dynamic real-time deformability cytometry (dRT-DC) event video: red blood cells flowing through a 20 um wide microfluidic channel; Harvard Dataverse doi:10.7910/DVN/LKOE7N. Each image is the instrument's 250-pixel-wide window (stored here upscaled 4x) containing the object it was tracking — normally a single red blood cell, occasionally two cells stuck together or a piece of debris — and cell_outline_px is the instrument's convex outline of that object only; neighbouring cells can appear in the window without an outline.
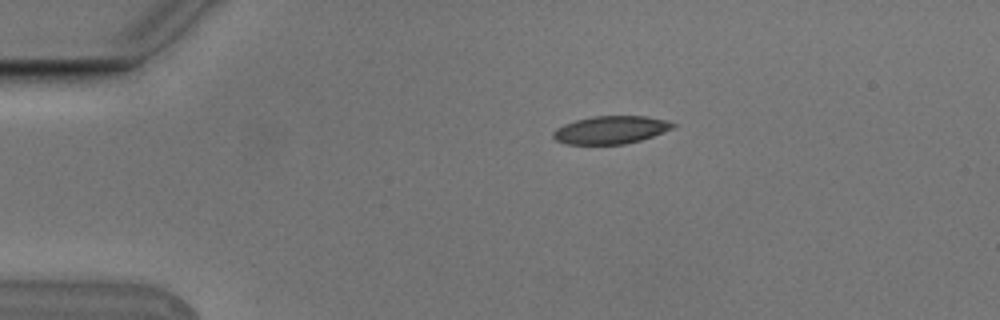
{"species": "Egyptian fruit bat (a non-hibernating species)", "species_latin": "Rousettus aegyptiacus", "temperature_condition": "cold", "stored_images_in_passage": 6, "camera_frame_rate_fps": 3000, "um_per_image_px": 0.085, "animal": {"sex": "male"}, "frame": {"image": 1, "passage_image": 1, "time_ms": 0.0, "image_size_px": [1000, 320], "cell_outline_px": [[676, 124], [672, 128], [652, 136], [640, 140], [624, 144], [568, 144], [556, 140], [552, 136], [552, 132], [556, 128], [564, 124], [576, 120], [592, 116], [644, 116], [664, 120]], "centroid_in_image_um": [51.86, 11.04], "position_along_channel_um": 33.1, "area_um2": 19.19}}
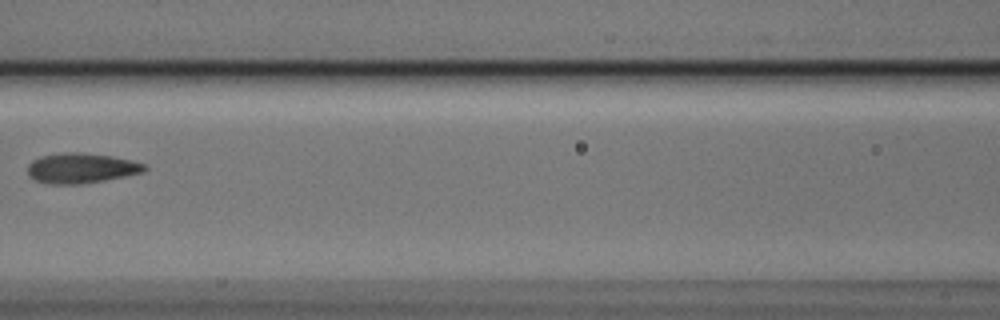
{"frame": {"image": 2, "passage_image": 5, "time_ms": 1.333, "image_size_px": [1000, 320], "cell_outline_px": [[148, 168], [144, 172], [104, 180], [80, 184], [48, 184], [36, 180], [28, 176], [28, 164], [32, 160], [44, 156], [64, 152], [80, 152], [112, 156], [132, 160], [144, 164]], "centroid_in_image_um": [6.9, 14.29], "position_along_channel_um": 159.7, "area_um2": 20.46}}
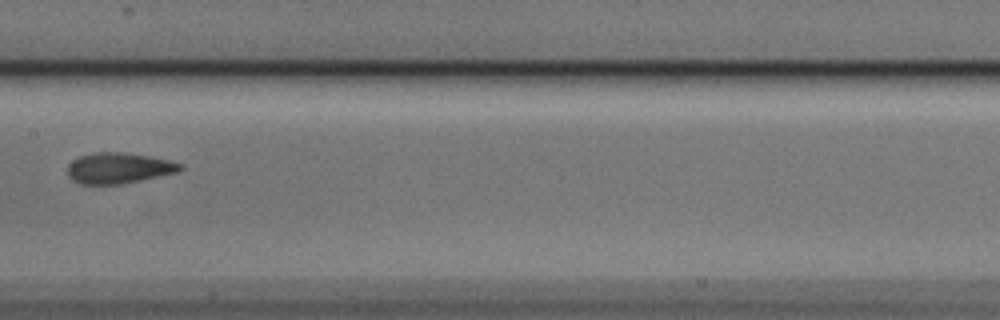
{"frame": {"image": 3, "passage_image": 6, "time_ms": 1.667, "image_size_px": [1000, 320], "cell_outline_px": [[184, 168], [176, 172], [140, 180], [120, 184], [80, 184], [72, 180], [68, 176], [68, 164], [72, 160], [80, 156], [92, 152], [124, 152], [152, 156], [184, 164]], "centroid_in_image_um": [10.08, 14.27], "position_along_channel_um": 197.3, "area_um2": 20.29}}